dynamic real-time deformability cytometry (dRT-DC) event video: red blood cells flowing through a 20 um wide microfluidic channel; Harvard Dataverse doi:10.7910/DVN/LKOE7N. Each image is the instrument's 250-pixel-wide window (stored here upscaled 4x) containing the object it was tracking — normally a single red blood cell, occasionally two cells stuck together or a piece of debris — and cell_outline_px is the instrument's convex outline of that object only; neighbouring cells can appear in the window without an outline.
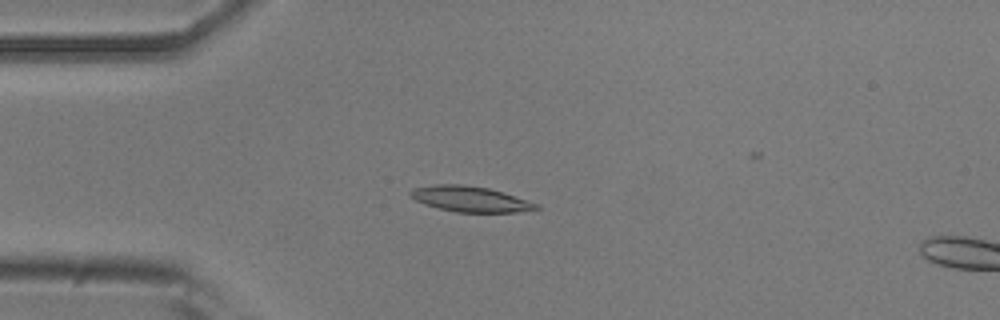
{"species": "common noctule bat (a hibernating species)", "species_latin": "Nyctalus noctula", "temperature_condition": "room temperature", "stored_images_in_passage": 54, "camera_frame_rate_fps": 3000, "um_per_image_px": 0.085, "animal": {"sex": "male", "body_mass_g": 20.5, "forearm_length_mm": 52.5}, "frame": {"image": 1, "passage_image": 14, "time_ms": 4.333, "image_size_px": [1000, 320], "cell_outline_px": [[540, 208], [516, 212], [456, 212], [424, 204], [416, 200], [408, 192], [412, 188], [436, 184], [460, 184], [488, 188], [504, 192], [540, 204]], "centroid_in_image_um": [39.99, 16.91], "position_along_channel_um": 45.0, "area_um2": 18.67}}
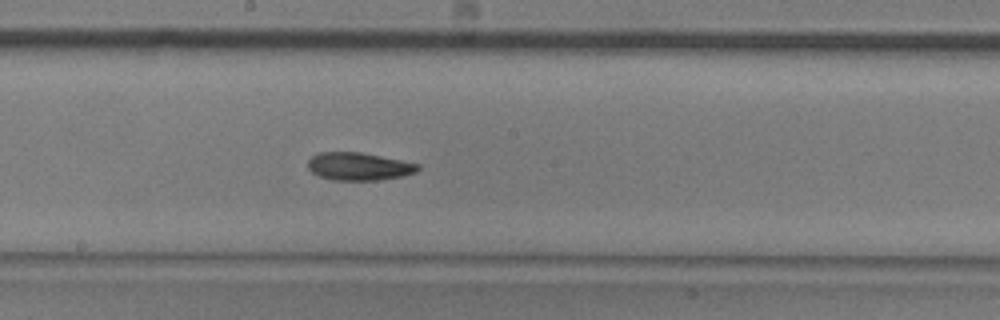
{"frame": {"image": 2, "passage_image": 29, "time_ms": 9.333, "image_size_px": [1000, 320], "cell_outline_px": [[420, 168], [416, 172], [404, 176], [376, 180], [332, 180], [320, 176], [312, 172], [308, 168], [308, 160], [312, 156], [320, 152], [360, 152], [420, 164]], "centroid_in_image_um": [30.5, 14.15], "position_along_channel_um": 217.7, "area_um2": 17.74}}
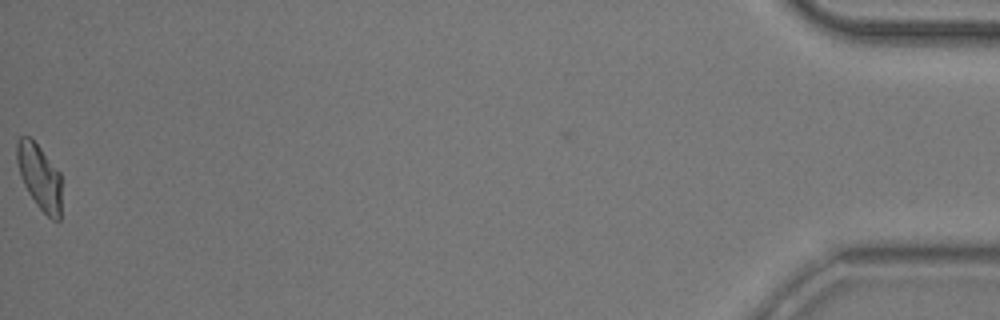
{"frame": {"image": 3, "passage_image": 54, "time_ms": 17.667, "image_size_px": [1000, 320], "cell_outline_px": [[60, 220], [52, 220], [36, 204], [28, 192], [20, 176], [16, 160], [16, 144], [20, 136], [28, 136], [40, 148], [60, 172]], "centroid_in_image_um": [3.34, 15.02], "position_along_channel_um": 431.9, "area_um2": 16.82}, "authors_computed_cell_mechanics": {"area_um2": 17.9469, "velocity_mm_per_s": 3.7805, "shape_relaxation_time_tau1_ms": 5.9534, "shape_relaxation_time_tau2_ms": 7.3053, "deformation_change_tau1": 0.1575, "deformation_change_tau2": 0.1474}}